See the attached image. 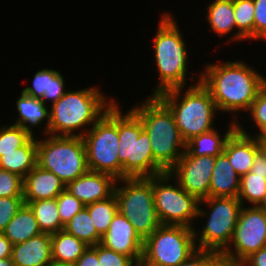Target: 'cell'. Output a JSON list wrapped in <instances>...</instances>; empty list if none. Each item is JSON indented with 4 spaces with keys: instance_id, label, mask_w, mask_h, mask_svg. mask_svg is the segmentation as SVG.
I'll return each instance as SVG.
<instances>
[{
    "instance_id": "obj_21",
    "label": "cell",
    "mask_w": 266,
    "mask_h": 266,
    "mask_svg": "<svg viewBox=\"0 0 266 266\" xmlns=\"http://www.w3.org/2000/svg\"><path fill=\"white\" fill-rule=\"evenodd\" d=\"M16 110L18 112L13 125L23 127L31 136L35 137L33 128L41 126L46 122L45 128L41 131L47 135L50 123V113L48 105H45L40 99L24 94L21 91L19 98L16 100Z\"/></svg>"
},
{
    "instance_id": "obj_19",
    "label": "cell",
    "mask_w": 266,
    "mask_h": 266,
    "mask_svg": "<svg viewBox=\"0 0 266 266\" xmlns=\"http://www.w3.org/2000/svg\"><path fill=\"white\" fill-rule=\"evenodd\" d=\"M11 260L14 266H48L53 261L51 234L41 233L12 245Z\"/></svg>"
},
{
    "instance_id": "obj_14",
    "label": "cell",
    "mask_w": 266,
    "mask_h": 266,
    "mask_svg": "<svg viewBox=\"0 0 266 266\" xmlns=\"http://www.w3.org/2000/svg\"><path fill=\"white\" fill-rule=\"evenodd\" d=\"M215 157L190 156L186 151L169 171L180 186L199 201L209 197Z\"/></svg>"
},
{
    "instance_id": "obj_29",
    "label": "cell",
    "mask_w": 266,
    "mask_h": 266,
    "mask_svg": "<svg viewBox=\"0 0 266 266\" xmlns=\"http://www.w3.org/2000/svg\"><path fill=\"white\" fill-rule=\"evenodd\" d=\"M63 229L88 246H95L101 242L102 236L97 232L86 207L75 214Z\"/></svg>"
},
{
    "instance_id": "obj_40",
    "label": "cell",
    "mask_w": 266,
    "mask_h": 266,
    "mask_svg": "<svg viewBox=\"0 0 266 266\" xmlns=\"http://www.w3.org/2000/svg\"><path fill=\"white\" fill-rule=\"evenodd\" d=\"M219 255L212 250L197 249L178 266H209Z\"/></svg>"
},
{
    "instance_id": "obj_7",
    "label": "cell",
    "mask_w": 266,
    "mask_h": 266,
    "mask_svg": "<svg viewBox=\"0 0 266 266\" xmlns=\"http://www.w3.org/2000/svg\"><path fill=\"white\" fill-rule=\"evenodd\" d=\"M202 206L209 211L205 207L202 209ZM242 206L237 197H208L201 200L197 218L203 220L205 217L207 220L202 230L193 228L197 249L221 254L232 240Z\"/></svg>"
},
{
    "instance_id": "obj_39",
    "label": "cell",
    "mask_w": 266,
    "mask_h": 266,
    "mask_svg": "<svg viewBox=\"0 0 266 266\" xmlns=\"http://www.w3.org/2000/svg\"><path fill=\"white\" fill-rule=\"evenodd\" d=\"M254 2V40L266 41V0Z\"/></svg>"
},
{
    "instance_id": "obj_16",
    "label": "cell",
    "mask_w": 266,
    "mask_h": 266,
    "mask_svg": "<svg viewBox=\"0 0 266 266\" xmlns=\"http://www.w3.org/2000/svg\"><path fill=\"white\" fill-rule=\"evenodd\" d=\"M242 124L238 122V128L229 137L224 149L233 169L240 176L251 171L255 154L264 144L262 140L247 132Z\"/></svg>"
},
{
    "instance_id": "obj_15",
    "label": "cell",
    "mask_w": 266,
    "mask_h": 266,
    "mask_svg": "<svg viewBox=\"0 0 266 266\" xmlns=\"http://www.w3.org/2000/svg\"><path fill=\"white\" fill-rule=\"evenodd\" d=\"M143 241L132 224L118 211L108 230L102 235L100 244L117 253L131 257L140 265Z\"/></svg>"
},
{
    "instance_id": "obj_22",
    "label": "cell",
    "mask_w": 266,
    "mask_h": 266,
    "mask_svg": "<svg viewBox=\"0 0 266 266\" xmlns=\"http://www.w3.org/2000/svg\"><path fill=\"white\" fill-rule=\"evenodd\" d=\"M241 176L233 169L228 156L222 152L215 157L209 186V197H238Z\"/></svg>"
},
{
    "instance_id": "obj_24",
    "label": "cell",
    "mask_w": 266,
    "mask_h": 266,
    "mask_svg": "<svg viewBox=\"0 0 266 266\" xmlns=\"http://www.w3.org/2000/svg\"><path fill=\"white\" fill-rule=\"evenodd\" d=\"M228 128L222 135L214 128L211 131L192 137L186 142V152L190 156L217 157L224 152L225 145L232 133L238 128V123L231 120ZM223 136V137H222Z\"/></svg>"
},
{
    "instance_id": "obj_8",
    "label": "cell",
    "mask_w": 266,
    "mask_h": 266,
    "mask_svg": "<svg viewBox=\"0 0 266 266\" xmlns=\"http://www.w3.org/2000/svg\"><path fill=\"white\" fill-rule=\"evenodd\" d=\"M37 138V165L53 172L65 185L89 171L86 147L80 136Z\"/></svg>"
},
{
    "instance_id": "obj_6",
    "label": "cell",
    "mask_w": 266,
    "mask_h": 266,
    "mask_svg": "<svg viewBox=\"0 0 266 266\" xmlns=\"http://www.w3.org/2000/svg\"><path fill=\"white\" fill-rule=\"evenodd\" d=\"M121 109V110H120ZM118 156L123 178L151 177L165 173L155 162L151 141L139 117L118 104Z\"/></svg>"
},
{
    "instance_id": "obj_1",
    "label": "cell",
    "mask_w": 266,
    "mask_h": 266,
    "mask_svg": "<svg viewBox=\"0 0 266 266\" xmlns=\"http://www.w3.org/2000/svg\"><path fill=\"white\" fill-rule=\"evenodd\" d=\"M204 66L200 82L210 91L218 113L232 114L231 120L238 123V114L248 112L266 77L244 60L209 62Z\"/></svg>"
},
{
    "instance_id": "obj_27",
    "label": "cell",
    "mask_w": 266,
    "mask_h": 266,
    "mask_svg": "<svg viewBox=\"0 0 266 266\" xmlns=\"http://www.w3.org/2000/svg\"><path fill=\"white\" fill-rule=\"evenodd\" d=\"M83 241L77 239L64 229L51 234L52 260L60 263H76L87 249Z\"/></svg>"
},
{
    "instance_id": "obj_5",
    "label": "cell",
    "mask_w": 266,
    "mask_h": 266,
    "mask_svg": "<svg viewBox=\"0 0 266 266\" xmlns=\"http://www.w3.org/2000/svg\"><path fill=\"white\" fill-rule=\"evenodd\" d=\"M137 104L130 109L139 117L149 135L155 162L169 172L186 150V142L182 139L174 116L157 96H147L142 104Z\"/></svg>"
},
{
    "instance_id": "obj_43",
    "label": "cell",
    "mask_w": 266,
    "mask_h": 266,
    "mask_svg": "<svg viewBox=\"0 0 266 266\" xmlns=\"http://www.w3.org/2000/svg\"><path fill=\"white\" fill-rule=\"evenodd\" d=\"M240 266H266V246L252 253Z\"/></svg>"
},
{
    "instance_id": "obj_35",
    "label": "cell",
    "mask_w": 266,
    "mask_h": 266,
    "mask_svg": "<svg viewBox=\"0 0 266 266\" xmlns=\"http://www.w3.org/2000/svg\"><path fill=\"white\" fill-rule=\"evenodd\" d=\"M56 201L60 220L63 225H65L75 214L85 207V205L67 189L63 190L56 197Z\"/></svg>"
},
{
    "instance_id": "obj_10",
    "label": "cell",
    "mask_w": 266,
    "mask_h": 266,
    "mask_svg": "<svg viewBox=\"0 0 266 266\" xmlns=\"http://www.w3.org/2000/svg\"><path fill=\"white\" fill-rule=\"evenodd\" d=\"M114 194L118 211L143 240L161 225L154 205L152 176L119 179L116 181Z\"/></svg>"
},
{
    "instance_id": "obj_28",
    "label": "cell",
    "mask_w": 266,
    "mask_h": 266,
    "mask_svg": "<svg viewBox=\"0 0 266 266\" xmlns=\"http://www.w3.org/2000/svg\"><path fill=\"white\" fill-rule=\"evenodd\" d=\"M24 202L32 209L42 233L54 234L64 228L56 198Z\"/></svg>"
},
{
    "instance_id": "obj_18",
    "label": "cell",
    "mask_w": 266,
    "mask_h": 266,
    "mask_svg": "<svg viewBox=\"0 0 266 266\" xmlns=\"http://www.w3.org/2000/svg\"><path fill=\"white\" fill-rule=\"evenodd\" d=\"M66 189L64 182L53 172L36 165L25 177L23 182L24 201H39L56 198Z\"/></svg>"
},
{
    "instance_id": "obj_47",
    "label": "cell",
    "mask_w": 266,
    "mask_h": 266,
    "mask_svg": "<svg viewBox=\"0 0 266 266\" xmlns=\"http://www.w3.org/2000/svg\"><path fill=\"white\" fill-rule=\"evenodd\" d=\"M48 266H76L74 263H60L56 261H52Z\"/></svg>"
},
{
    "instance_id": "obj_2",
    "label": "cell",
    "mask_w": 266,
    "mask_h": 266,
    "mask_svg": "<svg viewBox=\"0 0 266 266\" xmlns=\"http://www.w3.org/2000/svg\"><path fill=\"white\" fill-rule=\"evenodd\" d=\"M101 92L98 86L67 91L49 107L47 134L82 137L116 102Z\"/></svg>"
},
{
    "instance_id": "obj_38",
    "label": "cell",
    "mask_w": 266,
    "mask_h": 266,
    "mask_svg": "<svg viewBox=\"0 0 266 266\" xmlns=\"http://www.w3.org/2000/svg\"><path fill=\"white\" fill-rule=\"evenodd\" d=\"M100 266H139L131 257L117 253L98 243Z\"/></svg>"
},
{
    "instance_id": "obj_36",
    "label": "cell",
    "mask_w": 266,
    "mask_h": 266,
    "mask_svg": "<svg viewBox=\"0 0 266 266\" xmlns=\"http://www.w3.org/2000/svg\"><path fill=\"white\" fill-rule=\"evenodd\" d=\"M23 182L21 176L0 169V197H23Z\"/></svg>"
},
{
    "instance_id": "obj_42",
    "label": "cell",
    "mask_w": 266,
    "mask_h": 266,
    "mask_svg": "<svg viewBox=\"0 0 266 266\" xmlns=\"http://www.w3.org/2000/svg\"><path fill=\"white\" fill-rule=\"evenodd\" d=\"M75 264L76 266H100L98 261V244L88 246Z\"/></svg>"
},
{
    "instance_id": "obj_46",
    "label": "cell",
    "mask_w": 266,
    "mask_h": 266,
    "mask_svg": "<svg viewBox=\"0 0 266 266\" xmlns=\"http://www.w3.org/2000/svg\"><path fill=\"white\" fill-rule=\"evenodd\" d=\"M0 266H14L11 257L0 259Z\"/></svg>"
},
{
    "instance_id": "obj_4",
    "label": "cell",
    "mask_w": 266,
    "mask_h": 266,
    "mask_svg": "<svg viewBox=\"0 0 266 266\" xmlns=\"http://www.w3.org/2000/svg\"><path fill=\"white\" fill-rule=\"evenodd\" d=\"M170 12H164L158 22L156 35L153 37L154 61L158 72V82L151 96L177 87H186L188 65V46L177 20ZM179 27V28H178Z\"/></svg>"
},
{
    "instance_id": "obj_23",
    "label": "cell",
    "mask_w": 266,
    "mask_h": 266,
    "mask_svg": "<svg viewBox=\"0 0 266 266\" xmlns=\"http://www.w3.org/2000/svg\"><path fill=\"white\" fill-rule=\"evenodd\" d=\"M206 16L207 23L210 27V31H213L216 36L224 37L227 34L232 33V35L227 38L231 43L237 41V31L234 15V0H213L206 6Z\"/></svg>"
},
{
    "instance_id": "obj_3",
    "label": "cell",
    "mask_w": 266,
    "mask_h": 266,
    "mask_svg": "<svg viewBox=\"0 0 266 266\" xmlns=\"http://www.w3.org/2000/svg\"><path fill=\"white\" fill-rule=\"evenodd\" d=\"M190 77L191 82L197 78L195 85L192 83L189 87L169 89L157 95L172 112L185 142L213 130L218 111L210 91L200 82L201 74Z\"/></svg>"
},
{
    "instance_id": "obj_48",
    "label": "cell",
    "mask_w": 266,
    "mask_h": 266,
    "mask_svg": "<svg viewBox=\"0 0 266 266\" xmlns=\"http://www.w3.org/2000/svg\"><path fill=\"white\" fill-rule=\"evenodd\" d=\"M259 207L266 212V195L264 200L260 203Z\"/></svg>"
},
{
    "instance_id": "obj_44",
    "label": "cell",
    "mask_w": 266,
    "mask_h": 266,
    "mask_svg": "<svg viewBox=\"0 0 266 266\" xmlns=\"http://www.w3.org/2000/svg\"><path fill=\"white\" fill-rule=\"evenodd\" d=\"M12 244L11 242L0 233V259L11 257Z\"/></svg>"
},
{
    "instance_id": "obj_31",
    "label": "cell",
    "mask_w": 266,
    "mask_h": 266,
    "mask_svg": "<svg viewBox=\"0 0 266 266\" xmlns=\"http://www.w3.org/2000/svg\"><path fill=\"white\" fill-rule=\"evenodd\" d=\"M97 232L102 236L109 228L114 215L118 212V203L111 197L85 205Z\"/></svg>"
},
{
    "instance_id": "obj_33",
    "label": "cell",
    "mask_w": 266,
    "mask_h": 266,
    "mask_svg": "<svg viewBox=\"0 0 266 266\" xmlns=\"http://www.w3.org/2000/svg\"><path fill=\"white\" fill-rule=\"evenodd\" d=\"M32 136L21 126L7 124L0 127V157L1 153L14 152L22 147Z\"/></svg>"
},
{
    "instance_id": "obj_32",
    "label": "cell",
    "mask_w": 266,
    "mask_h": 266,
    "mask_svg": "<svg viewBox=\"0 0 266 266\" xmlns=\"http://www.w3.org/2000/svg\"><path fill=\"white\" fill-rule=\"evenodd\" d=\"M254 12L253 0H234L237 42L254 40Z\"/></svg>"
},
{
    "instance_id": "obj_12",
    "label": "cell",
    "mask_w": 266,
    "mask_h": 266,
    "mask_svg": "<svg viewBox=\"0 0 266 266\" xmlns=\"http://www.w3.org/2000/svg\"><path fill=\"white\" fill-rule=\"evenodd\" d=\"M152 188L161 225L195 227L200 201L187 193L170 172L152 176Z\"/></svg>"
},
{
    "instance_id": "obj_13",
    "label": "cell",
    "mask_w": 266,
    "mask_h": 266,
    "mask_svg": "<svg viewBox=\"0 0 266 266\" xmlns=\"http://www.w3.org/2000/svg\"><path fill=\"white\" fill-rule=\"evenodd\" d=\"M265 246L266 212L259 206H242L232 240L220 255L241 264Z\"/></svg>"
},
{
    "instance_id": "obj_20",
    "label": "cell",
    "mask_w": 266,
    "mask_h": 266,
    "mask_svg": "<svg viewBox=\"0 0 266 266\" xmlns=\"http://www.w3.org/2000/svg\"><path fill=\"white\" fill-rule=\"evenodd\" d=\"M31 83L32 86L25 87L22 92L40 99L45 105L58 101L68 91L64 76L54 69H40L33 76Z\"/></svg>"
},
{
    "instance_id": "obj_25",
    "label": "cell",
    "mask_w": 266,
    "mask_h": 266,
    "mask_svg": "<svg viewBox=\"0 0 266 266\" xmlns=\"http://www.w3.org/2000/svg\"><path fill=\"white\" fill-rule=\"evenodd\" d=\"M37 165V136H32L14 152L1 153L0 169L24 177Z\"/></svg>"
},
{
    "instance_id": "obj_34",
    "label": "cell",
    "mask_w": 266,
    "mask_h": 266,
    "mask_svg": "<svg viewBox=\"0 0 266 266\" xmlns=\"http://www.w3.org/2000/svg\"><path fill=\"white\" fill-rule=\"evenodd\" d=\"M248 112L250 119L258 130V133L252 136L263 141L266 138V82L259 89L256 99L253 101Z\"/></svg>"
},
{
    "instance_id": "obj_37",
    "label": "cell",
    "mask_w": 266,
    "mask_h": 266,
    "mask_svg": "<svg viewBox=\"0 0 266 266\" xmlns=\"http://www.w3.org/2000/svg\"><path fill=\"white\" fill-rule=\"evenodd\" d=\"M23 197H0V233L24 204Z\"/></svg>"
},
{
    "instance_id": "obj_17",
    "label": "cell",
    "mask_w": 266,
    "mask_h": 266,
    "mask_svg": "<svg viewBox=\"0 0 266 266\" xmlns=\"http://www.w3.org/2000/svg\"><path fill=\"white\" fill-rule=\"evenodd\" d=\"M116 179L105 173L88 171L66 185L84 205L105 200L114 194Z\"/></svg>"
},
{
    "instance_id": "obj_30",
    "label": "cell",
    "mask_w": 266,
    "mask_h": 266,
    "mask_svg": "<svg viewBox=\"0 0 266 266\" xmlns=\"http://www.w3.org/2000/svg\"><path fill=\"white\" fill-rule=\"evenodd\" d=\"M266 195V176L254 175L248 172L241 176L238 199L242 205L246 202L251 206H259Z\"/></svg>"
},
{
    "instance_id": "obj_41",
    "label": "cell",
    "mask_w": 266,
    "mask_h": 266,
    "mask_svg": "<svg viewBox=\"0 0 266 266\" xmlns=\"http://www.w3.org/2000/svg\"><path fill=\"white\" fill-rule=\"evenodd\" d=\"M254 175L266 176V145L263 144L256 152L251 171Z\"/></svg>"
},
{
    "instance_id": "obj_26",
    "label": "cell",
    "mask_w": 266,
    "mask_h": 266,
    "mask_svg": "<svg viewBox=\"0 0 266 266\" xmlns=\"http://www.w3.org/2000/svg\"><path fill=\"white\" fill-rule=\"evenodd\" d=\"M2 233L12 245H15L41 234L42 231L32 209L24 203Z\"/></svg>"
},
{
    "instance_id": "obj_45",
    "label": "cell",
    "mask_w": 266,
    "mask_h": 266,
    "mask_svg": "<svg viewBox=\"0 0 266 266\" xmlns=\"http://www.w3.org/2000/svg\"><path fill=\"white\" fill-rule=\"evenodd\" d=\"M209 266H240V264L219 255Z\"/></svg>"
},
{
    "instance_id": "obj_11",
    "label": "cell",
    "mask_w": 266,
    "mask_h": 266,
    "mask_svg": "<svg viewBox=\"0 0 266 266\" xmlns=\"http://www.w3.org/2000/svg\"><path fill=\"white\" fill-rule=\"evenodd\" d=\"M196 250L193 228L160 225L144 239L139 266H178Z\"/></svg>"
},
{
    "instance_id": "obj_9",
    "label": "cell",
    "mask_w": 266,
    "mask_h": 266,
    "mask_svg": "<svg viewBox=\"0 0 266 266\" xmlns=\"http://www.w3.org/2000/svg\"><path fill=\"white\" fill-rule=\"evenodd\" d=\"M82 137L89 171L109 174L116 180L122 179V165L118 156L117 101Z\"/></svg>"
}]
</instances>
